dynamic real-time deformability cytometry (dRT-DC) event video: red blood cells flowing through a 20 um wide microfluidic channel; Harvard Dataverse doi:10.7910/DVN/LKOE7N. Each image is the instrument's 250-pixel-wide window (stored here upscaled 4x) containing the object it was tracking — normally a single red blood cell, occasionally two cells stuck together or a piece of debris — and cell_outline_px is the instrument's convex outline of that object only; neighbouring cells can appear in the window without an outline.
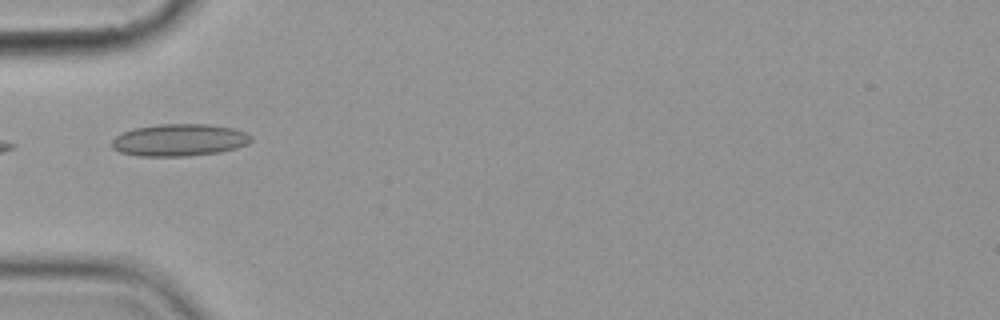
{"species": "common noctule bat (a hibernating species)", "species_latin": "Nyctalus noctula", "temperature_condition": "cold", "stored_images_in_passage": 4, "camera_frame_rate_fps": 3000, "um_per_image_px": 0.085, "animal": {"sex": "female", "body_mass_g": 19.9}, "frame": {"image": 1, "passage_image": 1, "time_ms": 0.0, "image_size_px": [1000, 320], "cell_outline_px": [[252, 140], [248, 144], [236, 148], [220, 152], [188, 156], [140, 156], [120, 152], [112, 148], [112, 140], [116, 136], [132, 128], [156, 124], [208, 124], [236, 128], [252, 136]], "centroid_in_image_um": [15.26, 11.9], "position_along_channel_um": 69.7, "area_um2": 26.3}}
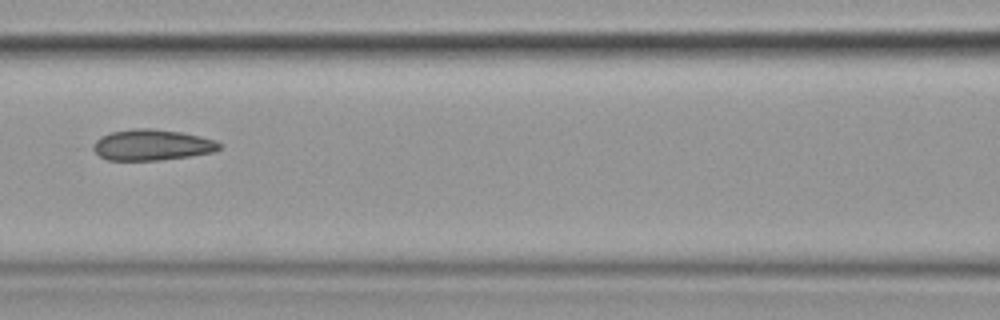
{"frame": {"image": 2, "passage_image": 3, "time_ms": 2.333, "image_size_px": [1000, 320], "cell_outline_px": [[220, 148], [216, 152], [192, 156], [160, 160], [108, 160], [100, 156], [92, 148], [92, 144], [100, 136], [112, 132], [136, 128], [152, 128], [180, 132], [200, 136], [216, 140], [220, 144]], "centroid_in_image_um": [12.93, 12.32], "position_along_channel_um": 153.7, "area_um2": 22.83}}
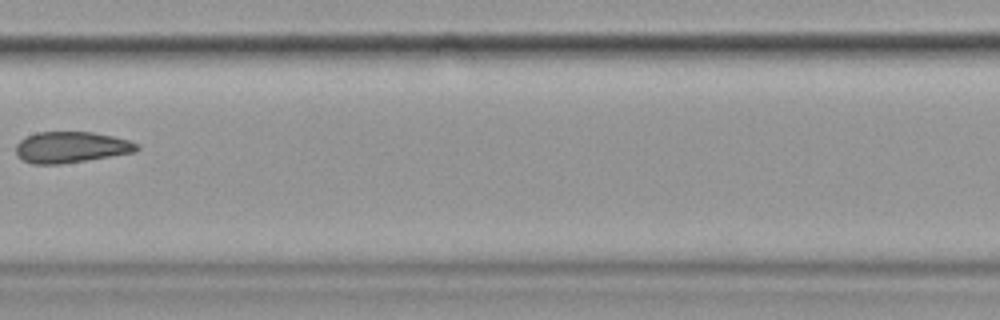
{"frame": {"image": 3, "passage_image": 4, "time_ms": 3.667, "image_size_px": [1000, 320], "cell_outline_px": [[140, 148], [136, 152], [60, 164], [32, 164], [16, 156], [16, 144], [20, 140], [36, 132], [92, 132], [112, 136], [128, 140], [140, 144]], "centroid_in_image_um": [6.05, 12.51], "position_along_channel_um": 201.4, "area_um2": 21.91}}